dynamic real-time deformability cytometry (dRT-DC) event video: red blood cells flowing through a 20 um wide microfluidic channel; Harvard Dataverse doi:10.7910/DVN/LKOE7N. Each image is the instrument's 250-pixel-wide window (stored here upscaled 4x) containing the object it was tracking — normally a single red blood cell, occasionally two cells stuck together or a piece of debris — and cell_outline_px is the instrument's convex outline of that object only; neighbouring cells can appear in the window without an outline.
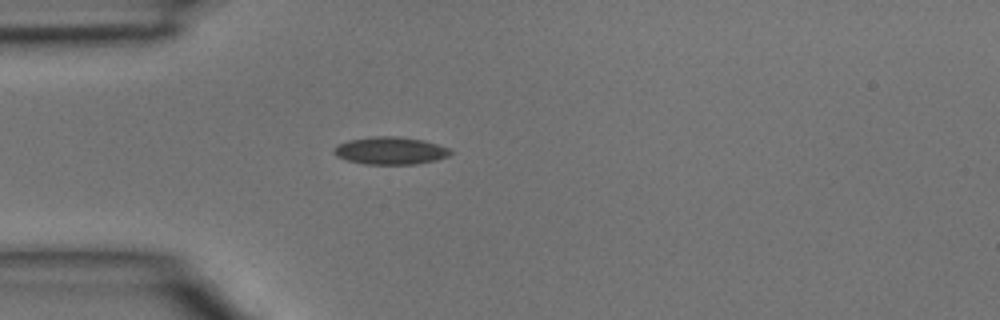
{"species": "common noctule bat (a hibernating species)", "species_latin": "Nyctalus noctula", "temperature_condition": "room temperature", "stored_images_in_passage": 2, "camera_frame_rate_fps": 3000, "um_per_image_px": 0.085, "animal": {"sex": "male", "body_mass_g": 15.6}, "frame": {"image": 1, "passage_image": 2, "time_ms": 0.333, "image_size_px": [1000, 320], "cell_outline_px": [[452, 152], [448, 156], [436, 160], [416, 164], [364, 164], [348, 160], [336, 156], [332, 152], [332, 148], [348, 140], [376, 136], [400, 136], [424, 140], [448, 148]], "centroid_in_image_um": [33.16, 12.8], "position_along_channel_um": 51.8, "area_um2": 18.67}}